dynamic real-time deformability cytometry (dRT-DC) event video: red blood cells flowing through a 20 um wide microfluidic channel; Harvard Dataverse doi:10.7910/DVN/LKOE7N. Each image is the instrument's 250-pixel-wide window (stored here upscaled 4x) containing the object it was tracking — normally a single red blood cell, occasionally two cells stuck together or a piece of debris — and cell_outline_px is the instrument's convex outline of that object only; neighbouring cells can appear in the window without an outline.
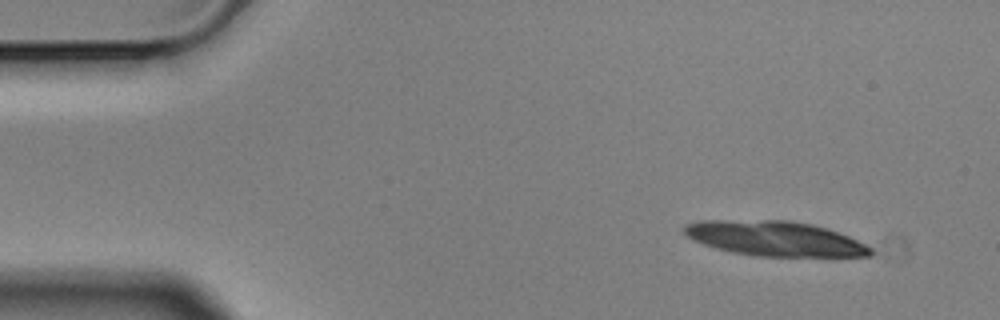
{"species": "Egyptian fruit bat (a non-hibernating species)", "species_latin": "Rousettus aegyptiacus", "temperature_condition": "cold", "stored_images_in_passage": 4, "camera_frame_rate_fps": 3000, "um_per_image_px": 0.085, "animal": {"sex": "male"}, "frame": {"image": 1, "passage_image": 4, "time_ms": 1.0, "image_size_px": [1000, 320], "cell_outline_px": [[872, 256], [752, 256], [732, 252], [716, 248], [704, 244], [688, 236], [684, 232], [684, 224], [700, 220], [792, 220], [812, 224], [828, 228], [848, 236], [872, 248]], "centroid_in_image_um": [65.86, 20.27], "position_along_channel_um": 19.1, "area_um2": 37.8}}